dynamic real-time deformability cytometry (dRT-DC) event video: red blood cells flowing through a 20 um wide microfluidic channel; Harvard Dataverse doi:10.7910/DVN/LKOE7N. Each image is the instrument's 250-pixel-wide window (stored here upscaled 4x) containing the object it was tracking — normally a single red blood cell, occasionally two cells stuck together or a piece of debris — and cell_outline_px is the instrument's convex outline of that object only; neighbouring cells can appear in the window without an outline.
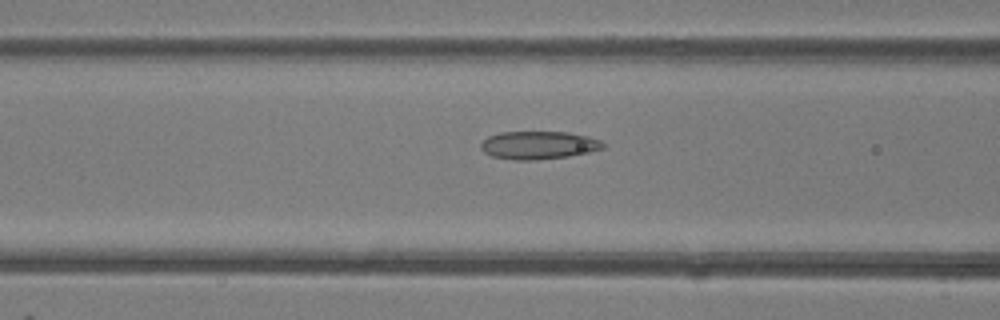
{"species": "common noctule bat (a hibernating species)", "species_latin": "Nyctalus noctula", "temperature_condition": "room temperature", "stored_images_in_passage": 38, "camera_frame_rate_fps": 3000, "um_per_image_px": 0.085, "animal": {"sex": "female"}, "frame": {"image": 1, "passage_image": 9, "time_ms": 2.667, "image_size_px": [1000, 320], "cell_outline_px": [[604, 148], [588, 152], [568, 156], [536, 160], [516, 160], [492, 156], [484, 152], [480, 148], [480, 144], [488, 136], [500, 132], [568, 132], [588, 136], [600, 140], [604, 144]], "centroid_in_image_um": [45.76, 12.33], "position_along_channel_um": 120.8, "area_um2": 19.88}}
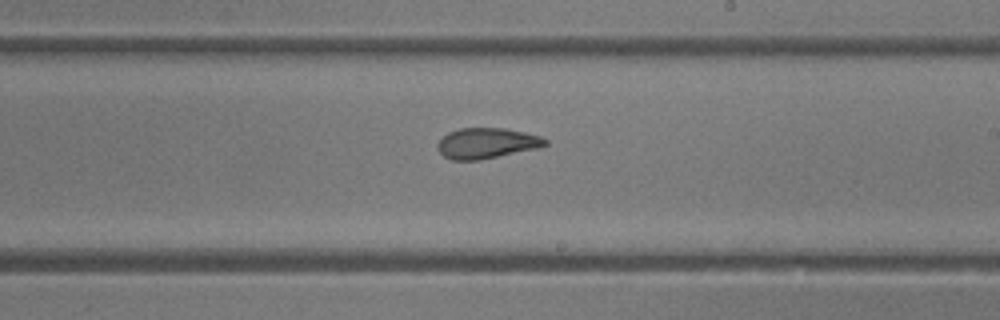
{"frame": {"image": 2, "passage_image": 18, "time_ms": 5.667, "image_size_px": [1000, 320], "cell_outline_px": [[548, 144], [540, 148], [480, 160], [452, 160], [444, 156], [436, 148], [436, 144], [448, 132], [460, 128], [504, 128], [524, 132], [540, 136], [548, 140]], "centroid_in_image_um": [41.38, 12.18], "position_along_channel_um": 247.6, "area_um2": 19.31}}
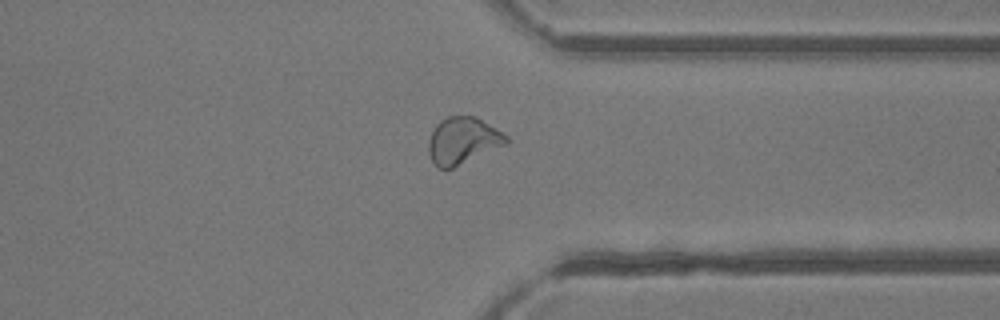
{"frame": {"image": 3, "passage_image": 27, "time_ms": 8.667, "image_size_px": [1000, 320], "cell_outline_px": [[508, 144], [452, 168], [436, 168], [428, 152], [428, 140], [436, 124], [440, 120], [448, 116], [476, 116], [508, 136]], "centroid_in_image_um": [39.33, 11.95], "position_along_channel_um": 372.1, "area_um2": 21.21}, "authors_computed_cell_mechanics": {"area_um2": 20.6346, "velocity_mm_per_s": 4.229, "shape_relaxation_time_tau1_ms": 6.5035, "shape_relaxation_time_tau2_ms": 1.7113, "deformation_change_tau1": 0.1458, "deformation_change_tau2": 0.0847}}